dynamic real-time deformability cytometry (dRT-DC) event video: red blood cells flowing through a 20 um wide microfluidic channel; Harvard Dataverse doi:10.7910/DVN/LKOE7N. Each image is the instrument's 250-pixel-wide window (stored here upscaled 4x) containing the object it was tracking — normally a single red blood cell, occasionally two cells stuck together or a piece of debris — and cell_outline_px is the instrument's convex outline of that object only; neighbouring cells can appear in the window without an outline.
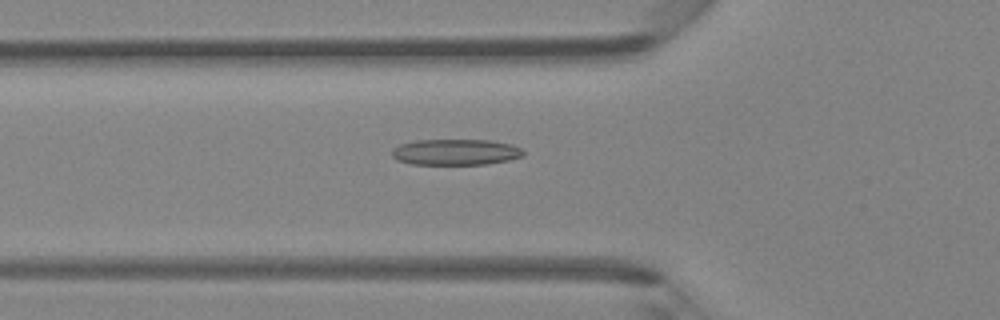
{"species": "Egyptian fruit bat (a non-hibernating species)", "species_latin": "Rousettus aegyptiacus", "temperature_condition": "room temperature", "stored_images_in_passage": 29, "camera_frame_rate_fps": 3000, "um_per_image_px": 0.085, "animal": {"sex": "female"}, "frame": {"image": 1, "passage_image": 2, "time_ms": 0.333, "image_size_px": [1000, 320], "cell_outline_px": [[524, 156], [508, 160], [484, 164], [412, 164], [396, 160], [392, 156], [392, 148], [400, 144], [416, 140], [488, 140], [512, 144], [520, 148], [524, 152]], "centroid_in_image_um": [38.71, 12.92], "position_along_channel_um": 87.1, "area_um2": 19.88}}
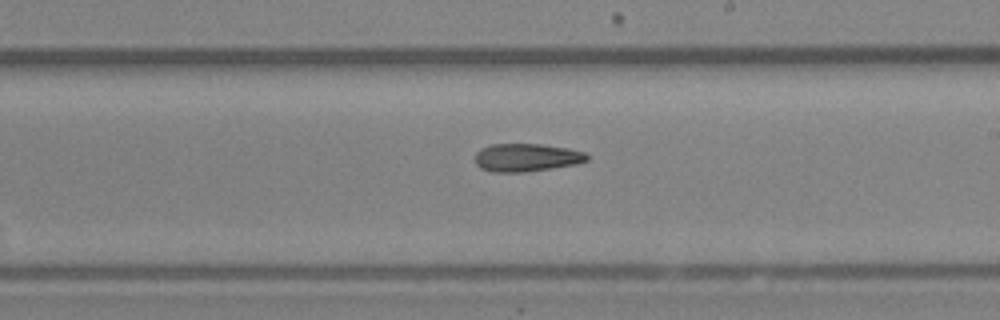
{"frame": {"image": 2, "passage_image": 13, "time_ms": 4.0, "image_size_px": [1000, 320], "cell_outline_px": [[588, 160], [576, 164], [552, 168], [524, 172], [492, 172], [480, 168], [476, 164], [476, 152], [480, 148], [492, 144], [540, 144], [568, 148], [584, 152], [588, 156]], "centroid_in_image_um": [44.73, 13.39], "position_along_channel_um": 244.3, "area_um2": 18.26}}
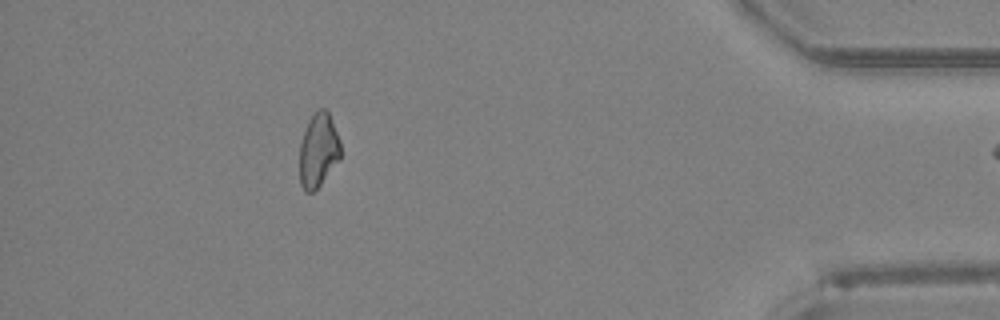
{"frame": {"image": 3, "passage_image": 28, "time_ms": 9.0, "image_size_px": [1000, 320], "cell_outline_px": [[340, 160], [320, 184], [312, 192], [304, 192], [300, 184], [300, 144], [308, 120], [320, 108], [324, 108], [328, 112], [340, 140]], "centroid_in_image_um": [27.06, 12.79], "position_along_channel_um": 408.1, "area_um2": 17.51}}